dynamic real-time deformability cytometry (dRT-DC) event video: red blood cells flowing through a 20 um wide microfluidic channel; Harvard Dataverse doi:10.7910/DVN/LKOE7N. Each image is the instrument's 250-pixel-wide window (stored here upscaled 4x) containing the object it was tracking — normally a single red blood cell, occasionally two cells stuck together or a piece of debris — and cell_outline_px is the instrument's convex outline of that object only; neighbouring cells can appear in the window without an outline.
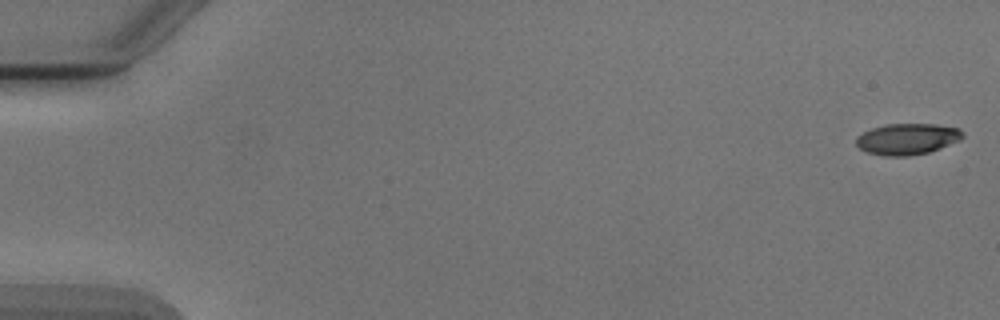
{"species": "Egyptian fruit bat (a non-hibernating species)", "species_latin": "Rousettus aegyptiacus", "temperature_condition": "cold", "stored_images_in_passage": 5, "camera_frame_rate_fps": 3000, "um_per_image_px": 0.085, "animal": {"sex": "male"}, "frame": {"image": 1, "passage_image": 1, "time_ms": 0.0, "image_size_px": [1000, 320], "cell_outline_px": [[964, 136], [960, 140], [940, 148], [928, 152], [908, 156], [884, 156], [868, 152], [860, 148], [856, 144], [856, 136], [872, 128], [888, 124], [936, 124], [960, 128], [964, 132]], "centroid_in_image_um": [77.14, 11.81], "position_along_channel_um": 7.9, "area_um2": 19.36}}
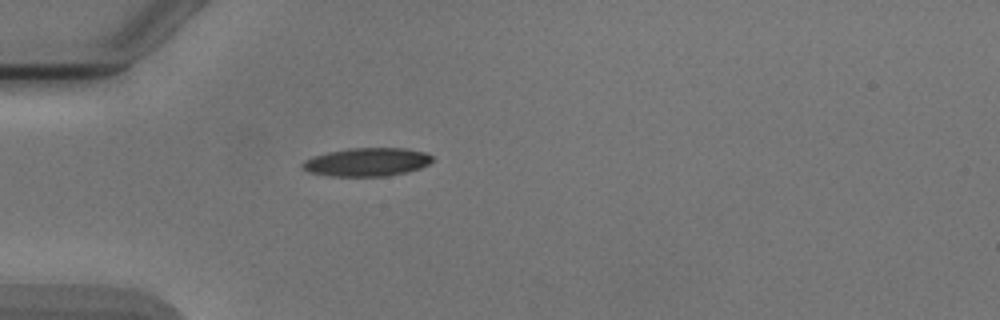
{"frame": {"image": 2, "passage_image": 5, "time_ms": 5.0, "image_size_px": [1000, 320], "cell_outline_px": [[432, 160], [428, 164], [420, 168], [388, 176], [328, 176], [308, 172], [300, 168], [300, 164], [304, 160], [312, 156], [328, 152], [348, 148], [404, 148], [424, 152], [432, 156]], "centroid_in_image_um": [31.12, 13.77], "position_along_channel_um": 53.9, "area_um2": 21.56}}